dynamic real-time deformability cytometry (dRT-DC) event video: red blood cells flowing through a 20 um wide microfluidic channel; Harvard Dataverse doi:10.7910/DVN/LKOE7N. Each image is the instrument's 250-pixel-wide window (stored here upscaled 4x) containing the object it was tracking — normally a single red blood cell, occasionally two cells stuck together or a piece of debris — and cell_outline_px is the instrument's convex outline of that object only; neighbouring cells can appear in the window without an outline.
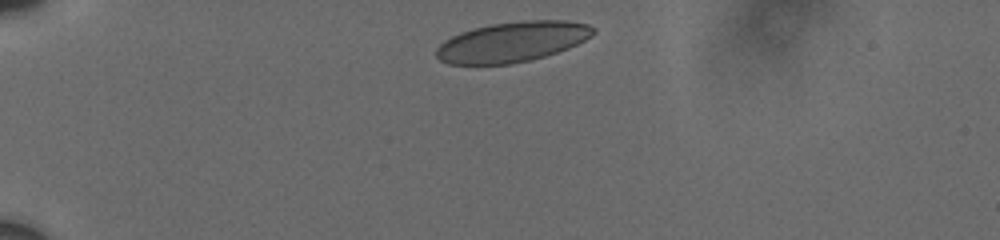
{"species": "human", "species_latin": "Homo sapiens", "temperature_condition": "cold", "stored_images_in_passage": 2, "camera_frame_rate_fps": 3000, "um_per_image_px": 0.085, "donor": {"sex": "male"}, "frame": {"image": 1, "passage_image": 1, "time_ms": 0.0, "image_size_px": [1000, 240], "cell_outline_px": [[596, 32], [592, 36], [568, 48], [544, 56], [512, 64], [448, 64], [440, 60], [436, 56], [436, 48], [444, 40], [460, 32], [472, 28], [492, 24], [524, 20], [568, 20], [588, 24], [596, 28]], "centroid_in_image_um": [43.55, 3.54], "position_along_channel_um": 41.5, "area_um2": 36.82}}